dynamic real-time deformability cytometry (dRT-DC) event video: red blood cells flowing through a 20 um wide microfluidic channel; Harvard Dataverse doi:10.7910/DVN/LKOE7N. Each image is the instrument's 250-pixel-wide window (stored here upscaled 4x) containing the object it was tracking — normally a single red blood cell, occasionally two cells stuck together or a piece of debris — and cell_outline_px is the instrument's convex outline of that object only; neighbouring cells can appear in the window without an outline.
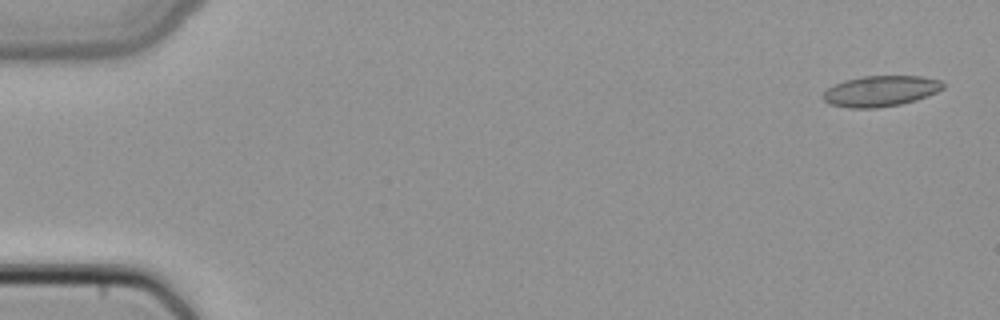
{"species": "common noctule bat (a hibernating species)", "species_latin": "Nyctalus noctula", "temperature_condition": "cold", "stored_images_in_passage": 6, "camera_frame_rate_fps": 3000, "um_per_image_px": 0.085, "animal": {"sex": "female", "body_mass_g": 22.7, "forearm_length_mm": 54.2}, "frame": {"image": 1, "passage_image": 1, "time_ms": 0.0, "image_size_px": [1000, 320], "cell_outline_px": [[944, 88], [936, 92], [916, 100], [900, 104], [876, 108], [848, 108], [828, 104], [824, 100], [824, 92], [828, 88], [844, 80], [864, 76], [920, 76], [940, 80], [944, 84]], "centroid_in_image_um": [74.84, 7.74], "position_along_channel_um": 10.2, "area_um2": 21.39}}
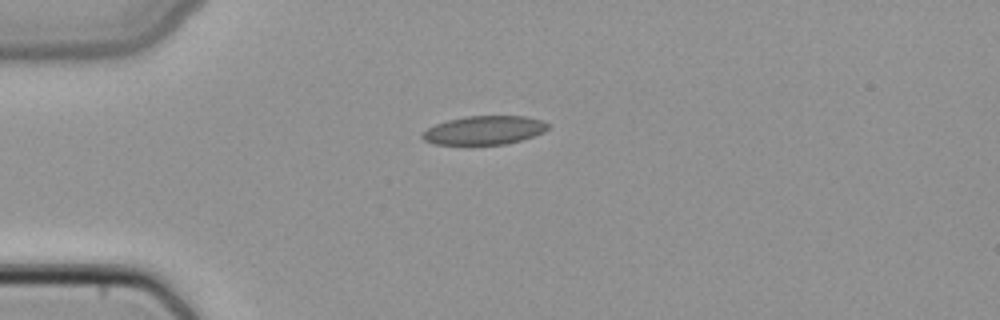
{"frame": {"image": 2, "passage_image": 4, "time_ms": 1.0, "image_size_px": [1000, 320], "cell_outline_px": [[552, 124], [544, 132], [520, 140], [504, 144], [464, 148], [432, 144], [424, 140], [420, 136], [428, 128], [436, 124], [448, 120], [464, 116], [524, 116], [544, 120]], "centroid_in_image_um": [41.12, 11.12], "position_along_channel_um": 43.9, "area_um2": 22.02}}
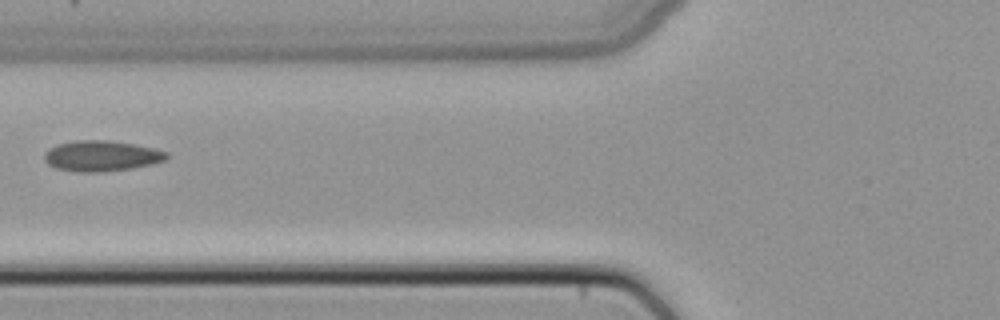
{"frame": {"image": 3, "passage_image": 6, "time_ms": 1.667, "image_size_px": [1000, 320], "cell_outline_px": [[168, 156], [164, 160], [152, 164], [132, 168], [100, 172], [80, 172], [56, 168], [48, 164], [44, 160], [44, 152], [48, 148], [56, 144], [76, 140], [108, 140], [132, 144], [152, 148], [168, 152]], "centroid_in_image_um": [8.58, 13.25], "position_along_channel_um": 117.2, "area_um2": 21.79}}